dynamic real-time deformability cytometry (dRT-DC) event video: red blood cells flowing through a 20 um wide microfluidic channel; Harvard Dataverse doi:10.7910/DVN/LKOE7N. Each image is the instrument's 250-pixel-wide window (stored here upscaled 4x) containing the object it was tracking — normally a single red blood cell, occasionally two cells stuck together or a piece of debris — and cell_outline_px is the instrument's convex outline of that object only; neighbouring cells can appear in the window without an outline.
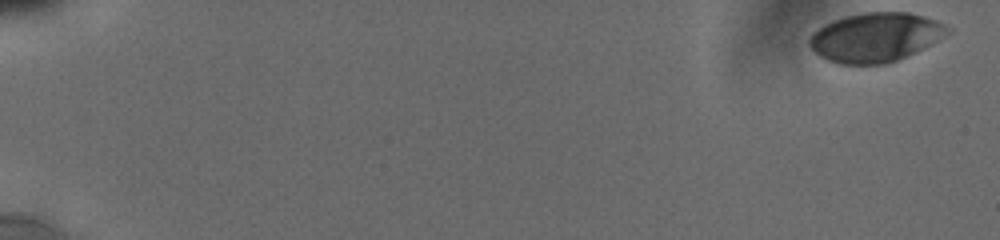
{"species": "human", "species_latin": "Homo sapiens", "temperature_condition": "cold", "stored_images_in_passage": 14, "camera_frame_rate_fps": 3000, "um_per_image_px": 0.085, "donor": {"sex": "male"}, "frame": {"image": 1, "passage_image": 1, "time_ms": 0.0, "image_size_px": [1000, 240], "cell_outline_px": [[952, 32], [924, 48], [916, 52], [888, 64], [836, 64], [820, 56], [808, 44], [808, 40], [812, 32], [824, 24], [832, 20], [864, 12], [908, 12], [924, 16], [936, 20], [952, 28]], "centroid_in_image_um": [74.43, 3.17], "position_along_channel_um": 10.6, "area_um2": 39.82}}
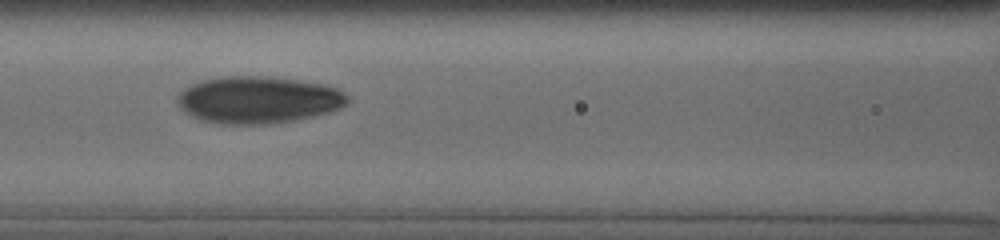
{"frame": {"image": 2, "passage_image": 12, "time_ms": 8.667, "image_size_px": [1000, 240], "cell_outline_px": [[348, 104], [340, 108], [328, 112], [292, 120], [264, 124], [220, 124], [200, 120], [192, 116], [180, 108], [176, 100], [180, 92], [192, 84], [200, 80], [224, 76], [268, 76], [300, 80], [324, 84], [336, 88], [344, 92], [348, 96]], "centroid_in_image_um": [21.94, 8.47], "position_along_channel_um": 144.7, "area_um2": 46.64}}
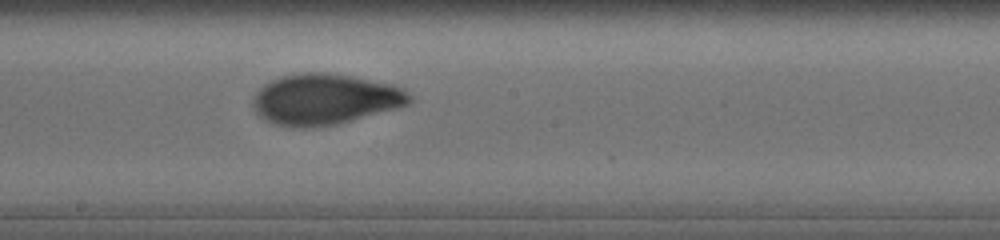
{"frame": {"image": 3, "passage_image": 14, "time_ms": 10.667, "image_size_px": [1000, 240], "cell_outline_px": [[412, 100], [408, 104], [396, 108], [336, 124], [308, 128], [292, 128], [272, 124], [260, 116], [256, 112], [252, 104], [256, 92], [264, 84], [272, 80], [284, 76], [308, 72], [324, 72], [348, 76], [392, 84], [404, 88], [412, 96]], "centroid_in_image_um": [27.6, 8.45], "position_along_channel_um": 220.6, "area_um2": 46.12}}